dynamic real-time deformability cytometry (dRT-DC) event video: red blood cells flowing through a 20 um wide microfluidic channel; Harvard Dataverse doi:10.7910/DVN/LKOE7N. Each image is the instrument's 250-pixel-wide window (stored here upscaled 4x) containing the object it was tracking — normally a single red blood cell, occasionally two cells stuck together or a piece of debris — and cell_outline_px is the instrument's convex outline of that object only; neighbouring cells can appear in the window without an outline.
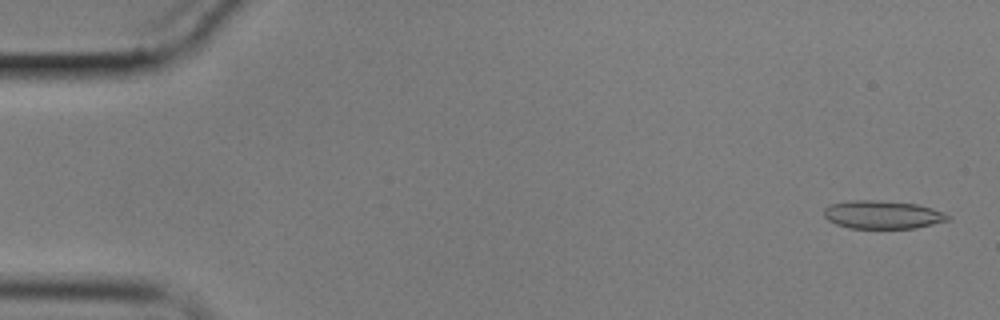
{"species": "common noctule bat (a hibernating species)", "species_latin": "Nyctalus noctula", "temperature_condition": "cold", "stored_images_in_passage": 58, "camera_frame_rate_fps": 3000, "um_per_image_px": 0.085, "animal": {"sex": "male", "body_mass_g": 17.9}, "frame": {"image": 1, "passage_image": 2, "time_ms": 0.333, "image_size_px": [1000, 320], "cell_outline_px": [[952, 220], [916, 228], [848, 228], [836, 224], [828, 220], [824, 216], [824, 208], [828, 204], [848, 200], [872, 200], [916, 204], [932, 208], [944, 212], [952, 216]], "centroid_in_image_um": [75.03, 18.25], "position_along_channel_um": 10.0, "area_um2": 20.58}}
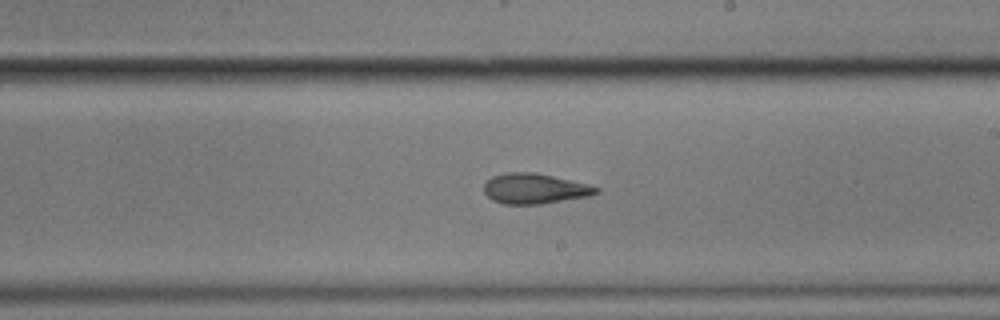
{"frame": {"image": 2, "passage_image": 33, "time_ms": 10.667, "image_size_px": [1000, 320], "cell_outline_px": [[600, 192], [588, 196], [540, 204], [504, 204], [492, 200], [484, 192], [484, 184], [492, 176], [508, 172], [536, 172], [588, 184], [600, 188]], "centroid_in_image_um": [45.44, 16.03], "position_along_channel_um": 243.6, "area_um2": 19.77}}
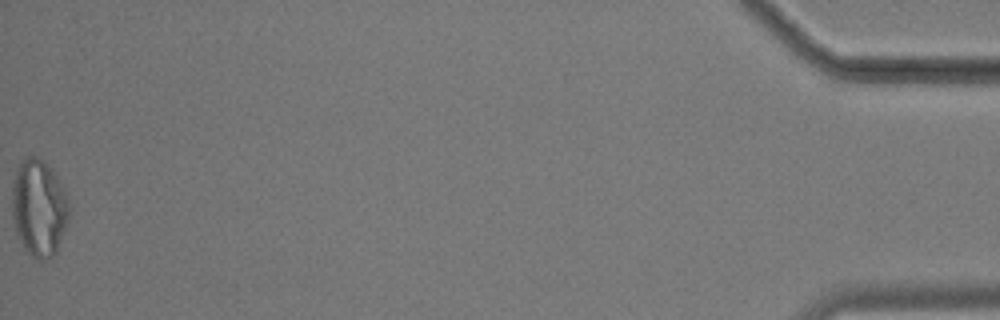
{"frame": {"image": 3, "passage_image": 58, "time_ms": 19.0, "image_size_px": [1000, 320], "cell_outline_px": [[68, 220], [56, 252], [48, 260], [40, 260], [32, 256], [24, 248], [16, 232], [12, 220], [12, 180], [16, 168], [20, 160], [28, 156], [36, 156], [48, 164], [52, 168], [60, 180], [68, 196]], "centroid_in_image_um": [3.29, 17.63], "position_along_channel_um": 431.9, "area_um2": 32.66}, "authors_computed_cell_mechanics": {"area_um2": 20.808, "velocity_mm_per_s": 3.4322, "shape_relaxation_time_tau1_ms": 8.2257, "shape_relaxation_time_tau2_ms": 3.0929, "deformation_change_tau1": 0.1526, "deformation_change_tau2": 0.0898}}